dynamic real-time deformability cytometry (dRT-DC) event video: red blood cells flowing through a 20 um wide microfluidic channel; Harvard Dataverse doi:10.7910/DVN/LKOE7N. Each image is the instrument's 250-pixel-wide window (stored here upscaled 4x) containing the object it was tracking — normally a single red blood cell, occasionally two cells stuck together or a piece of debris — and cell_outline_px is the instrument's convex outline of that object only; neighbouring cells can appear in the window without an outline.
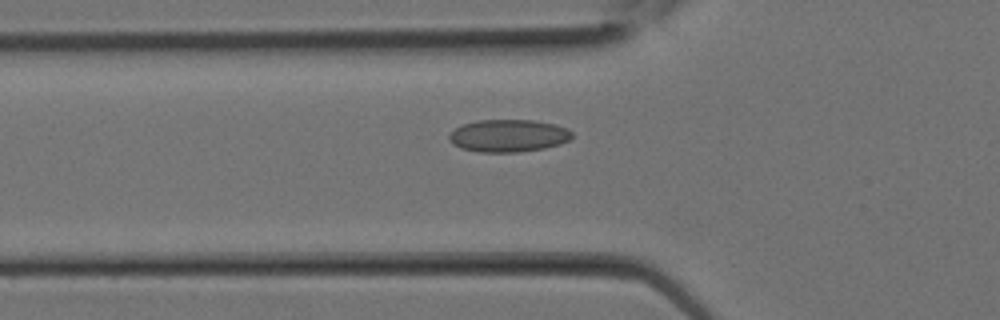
{"species": "Egyptian fruit bat (a non-hibernating species)", "species_latin": "Rousettus aegyptiacus", "temperature_condition": "room temperature", "stored_images_in_passage": 15, "camera_frame_rate_fps": 3000, "um_per_image_px": 0.085, "animal": {"sex": "female"}, "frame": {"image": 1, "passage_image": 8, "time_ms": 2.333, "image_size_px": [1000, 320], "cell_outline_px": [[572, 140], [560, 144], [544, 148], [520, 152], [480, 152], [460, 148], [452, 144], [448, 140], [448, 136], [456, 128], [464, 124], [476, 120], [532, 120], [556, 124], [568, 128], [572, 132]], "centroid_in_image_um": [43.24, 11.54], "position_along_channel_um": 82.6, "area_um2": 23.47}}
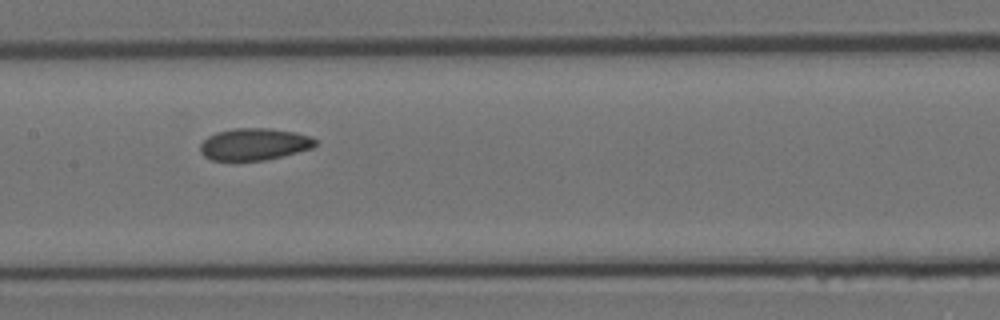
{"frame": {"image": 2, "passage_image": 12, "time_ms": 3.667, "image_size_px": [1000, 320], "cell_outline_px": [[316, 144], [312, 148], [264, 160], [212, 160], [204, 156], [200, 152], [200, 144], [208, 136], [216, 132], [236, 128], [272, 128], [296, 132], [312, 136], [316, 140]], "centroid_in_image_um": [21.61, 12.24], "position_along_channel_um": 185.8, "area_um2": 21.39}}
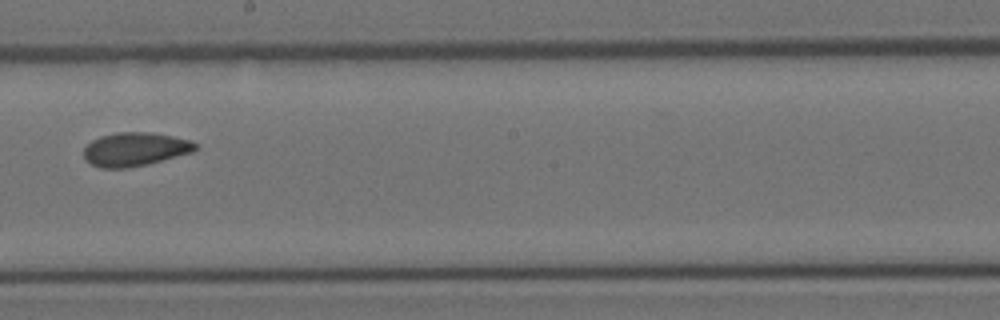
{"frame": {"image": 3, "passage_image": 14, "time_ms": 4.333, "image_size_px": [1000, 320], "cell_outline_px": [[196, 148], [192, 152], [148, 164], [128, 168], [100, 168], [92, 164], [84, 156], [84, 148], [92, 140], [100, 136], [120, 132], [152, 132], [192, 140], [196, 144]], "centroid_in_image_um": [11.48, 12.68], "position_along_channel_um": 236.7, "area_um2": 21.79}}